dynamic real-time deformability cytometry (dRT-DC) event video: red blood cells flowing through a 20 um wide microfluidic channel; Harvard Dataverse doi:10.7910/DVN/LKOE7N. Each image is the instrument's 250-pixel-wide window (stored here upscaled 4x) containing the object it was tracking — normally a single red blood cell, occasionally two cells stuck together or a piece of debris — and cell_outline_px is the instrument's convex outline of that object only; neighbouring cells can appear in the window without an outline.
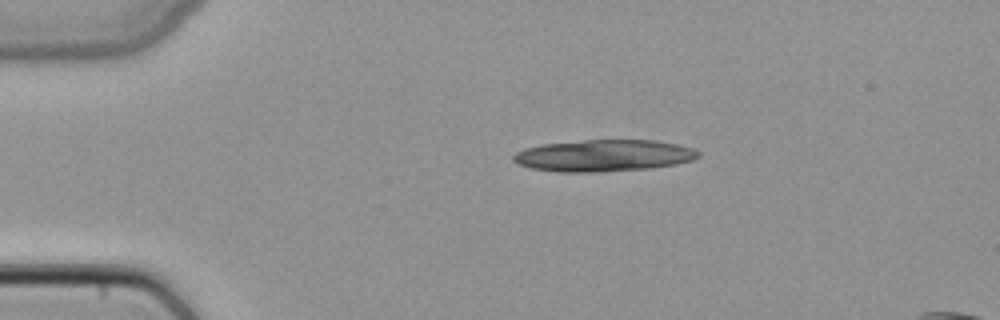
{"species": "common noctule bat (a hibernating species)", "species_latin": "Nyctalus noctula", "temperature_condition": "cold", "stored_images_in_passage": 4, "camera_frame_rate_fps": 3000, "um_per_image_px": 0.085, "animal": {"sex": "female", "body_mass_g": 22.7, "forearm_length_mm": 54.2}, "frame": {"image": 1, "passage_image": 1, "time_ms": 0.0, "image_size_px": [1000, 320], "cell_outline_px": [[700, 156], [692, 160], [676, 164], [648, 168], [600, 172], [556, 172], [532, 168], [516, 164], [512, 160], [512, 156], [516, 152], [524, 148], [540, 144], [584, 140], [656, 140], [676, 144], [692, 148], [700, 152]], "centroid_in_image_um": [51.27, 13.22], "position_along_channel_um": 33.7, "area_um2": 34.39}}
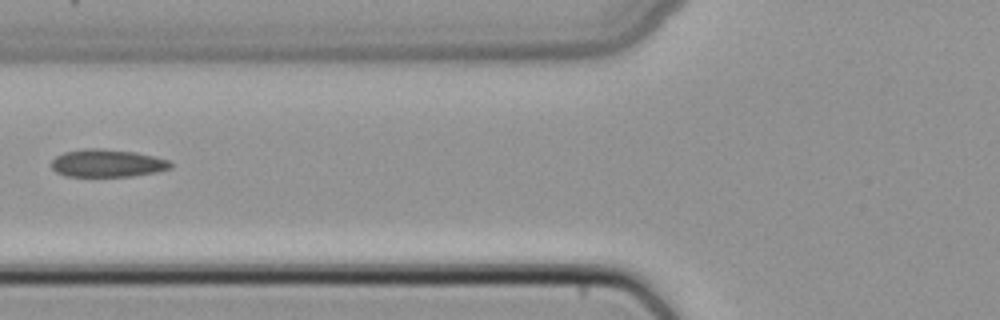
{"frame": {"image": 2, "passage_image": 3, "time_ms": 0.667, "image_size_px": [1000, 320], "cell_outline_px": [[172, 168], [156, 172], [132, 176], [64, 176], [56, 172], [52, 168], [52, 160], [56, 156], [64, 152], [84, 148], [100, 148], [136, 152], [156, 156], [168, 160], [172, 164]], "centroid_in_image_um": [9.13, 13.86], "position_along_channel_um": 116.7, "area_um2": 19.36}}